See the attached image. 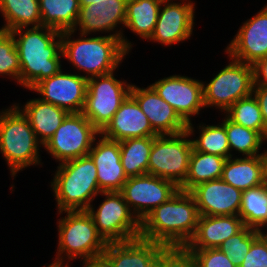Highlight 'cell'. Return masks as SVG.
<instances>
[{
	"instance_id": "6da1fadb",
	"label": "cell",
	"mask_w": 267,
	"mask_h": 267,
	"mask_svg": "<svg viewBox=\"0 0 267 267\" xmlns=\"http://www.w3.org/2000/svg\"><path fill=\"white\" fill-rule=\"evenodd\" d=\"M199 216L194 196L179 189L140 222L139 237L181 251L194 236Z\"/></svg>"
},
{
	"instance_id": "7a4b0ae2",
	"label": "cell",
	"mask_w": 267,
	"mask_h": 267,
	"mask_svg": "<svg viewBox=\"0 0 267 267\" xmlns=\"http://www.w3.org/2000/svg\"><path fill=\"white\" fill-rule=\"evenodd\" d=\"M19 60V85L31 90L38 82L61 70V32L46 26L24 27L10 31ZM19 36V37H17Z\"/></svg>"
},
{
	"instance_id": "3957f363",
	"label": "cell",
	"mask_w": 267,
	"mask_h": 267,
	"mask_svg": "<svg viewBox=\"0 0 267 267\" xmlns=\"http://www.w3.org/2000/svg\"><path fill=\"white\" fill-rule=\"evenodd\" d=\"M73 30L61 32L62 53L74 68L83 70L87 79L114 72L132 48L131 41L117 28L115 34L72 39Z\"/></svg>"
},
{
	"instance_id": "277c9868",
	"label": "cell",
	"mask_w": 267,
	"mask_h": 267,
	"mask_svg": "<svg viewBox=\"0 0 267 267\" xmlns=\"http://www.w3.org/2000/svg\"><path fill=\"white\" fill-rule=\"evenodd\" d=\"M51 188L62 211L87 210L94 197L101 194L96 166L89 155L59 163Z\"/></svg>"
},
{
	"instance_id": "5b68a950",
	"label": "cell",
	"mask_w": 267,
	"mask_h": 267,
	"mask_svg": "<svg viewBox=\"0 0 267 267\" xmlns=\"http://www.w3.org/2000/svg\"><path fill=\"white\" fill-rule=\"evenodd\" d=\"M62 212L66 213V216L57 221L58 249L55 260L50 266L64 267L68 264L63 263L66 259L70 262L76 258L89 260L102 257L107 242L98 233L87 210Z\"/></svg>"
},
{
	"instance_id": "8992f818",
	"label": "cell",
	"mask_w": 267,
	"mask_h": 267,
	"mask_svg": "<svg viewBox=\"0 0 267 267\" xmlns=\"http://www.w3.org/2000/svg\"><path fill=\"white\" fill-rule=\"evenodd\" d=\"M20 108L14 104L0 112V152L13 177L23 168L41 164L38 150L42 144Z\"/></svg>"
},
{
	"instance_id": "52a82bcc",
	"label": "cell",
	"mask_w": 267,
	"mask_h": 267,
	"mask_svg": "<svg viewBox=\"0 0 267 267\" xmlns=\"http://www.w3.org/2000/svg\"><path fill=\"white\" fill-rule=\"evenodd\" d=\"M194 132L192 123H188L184 132L153 137L148 173L172 181L179 188L187 177L193 150L192 139L187 138Z\"/></svg>"
},
{
	"instance_id": "ba28073f",
	"label": "cell",
	"mask_w": 267,
	"mask_h": 267,
	"mask_svg": "<svg viewBox=\"0 0 267 267\" xmlns=\"http://www.w3.org/2000/svg\"><path fill=\"white\" fill-rule=\"evenodd\" d=\"M105 200L95 211L93 204L87 209L98 233L109 242H125L139 238L140 221L132 213L120 192H101Z\"/></svg>"
},
{
	"instance_id": "9c48e42d",
	"label": "cell",
	"mask_w": 267,
	"mask_h": 267,
	"mask_svg": "<svg viewBox=\"0 0 267 267\" xmlns=\"http://www.w3.org/2000/svg\"><path fill=\"white\" fill-rule=\"evenodd\" d=\"M207 84L203 83L205 107L225 112L238 100L253 93V67L234 59Z\"/></svg>"
},
{
	"instance_id": "30bf717a",
	"label": "cell",
	"mask_w": 267,
	"mask_h": 267,
	"mask_svg": "<svg viewBox=\"0 0 267 267\" xmlns=\"http://www.w3.org/2000/svg\"><path fill=\"white\" fill-rule=\"evenodd\" d=\"M98 134L100 131L82 112L69 113L43 147L62 163L88 155Z\"/></svg>"
},
{
	"instance_id": "8fae6325",
	"label": "cell",
	"mask_w": 267,
	"mask_h": 267,
	"mask_svg": "<svg viewBox=\"0 0 267 267\" xmlns=\"http://www.w3.org/2000/svg\"><path fill=\"white\" fill-rule=\"evenodd\" d=\"M131 85L117 80L114 73L88 79L83 115L101 131L130 94Z\"/></svg>"
},
{
	"instance_id": "7c38bea8",
	"label": "cell",
	"mask_w": 267,
	"mask_h": 267,
	"mask_svg": "<svg viewBox=\"0 0 267 267\" xmlns=\"http://www.w3.org/2000/svg\"><path fill=\"white\" fill-rule=\"evenodd\" d=\"M178 190L172 181L147 173L129 177L120 193L132 213L141 222L148 213L166 202Z\"/></svg>"
},
{
	"instance_id": "4fadbf2b",
	"label": "cell",
	"mask_w": 267,
	"mask_h": 267,
	"mask_svg": "<svg viewBox=\"0 0 267 267\" xmlns=\"http://www.w3.org/2000/svg\"><path fill=\"white\" fill-rule=\"evenodd\" d=\"M203 83L188 76L172 75L150 86L188 124L191 123V116L198 115L201 108H205Z\"/></svg>"
},
{
	"instance_id": "5bb4252c",
	"label": "cell",
	"mask_w": 267,
	"mask_h": 267,
	"mask_svg": "<svg viewBox=\"0 0 267 267\" xmlns=\"http://www.w3.org/2000/svg\"><path fill=\"white\" fill-rule=\"evenodd\" d=\"M88 79L81 74L64 73L38 82L31 90L42 96V101L67 110L69 113L83 111L86 101Z\"/></svg>"
},
{
	"instance_id": "9a60e30c",
	"label": "cell",
	"mask_w": 267,
	"mask_h": 267,
	"mask_svg": "<svg viewBox=\"0 0 267 267\" xmlns=\"http://www.w3.org/2000/svg\"><path fill=\"white\" fill-rule=\"evenodd\" d=\"M194 7L191 0L186 3L185 0L180 3L163 0L155 29L148 40L171 46L190 39L195 24Z\"/></svg>"
},
{
	"instance_id": "2e32d148",
	"label": "cell",
	"mask_w": 267,
	"mask_h": 267,
	"mask_svg": "<svg viewBox=\"0 0 267 267\" xmlns=\"http://www.w3.org/2000/svg\"><path fill=\"white\" fill-rule=\"evenodd\" d=\"M225 52L230 59L250 65L267 57V6L243 23Z\"/></svg>"
},
{
	"instance_id": "e0dca14e",
	"label": "cell",
	"mask_w": 267,
	"mask_h": 267,
	"mask_svg": "<svg viewBox=\"0 0 267 267\" xmlns=\"http://www.w3.org/2000/svg\"><path fill=\"white\" fill-rule=\"evenodd\" d=\"M198 212L203 216L239 215L242 191L222 179L210 180L194 187Z\"/></svg>"
},
{
	"instance_id": "ac0fdd59",
	"label": "cell",
	"mask_w": 267,
	"mask_h": 267,
	"mask_svg": "<svg viewBox=\"0 0 267 267\" xmlns=\"http://www.w3.org/2000/svg\"><path fill=\"white\" fill-rule=\"evenodd\" d=\"M99 136L101 138H95L88 153L96 166L99 189L101 192H120L128 179L121 162L120 143Z\"/></svg>"
},
{
	"instance_id": "d6986e66",
	"label": "cell",
	"mask_w": 267,
	"mask_h": 267,
	"mask_svg": "<svg viewBox=\"0 0 267 267\" xmlns=\"http://www.w3.org/2000/svg\"><path fill=\"white\" fill-rule=\"evenodd\" d=\"M130 95L137 101L142 112L148 117L152 129L158 135L178 134L187 130V124L174 108L150 85L147 88H140L131 84Z\"/></svg>"
},
{
	"instance_id": "ffe728a7",
	"label": "cell",
	"mask_w": 267,
	"mask_h": 267,
	"mask_svg": "<svg viewBox=\"0 0 267 267\" xmlns=\"http://www.w3.org/2000/svg\"><path fill=\"white\" fill-rule=\"evenodd\" d=\"M168 249L142 238L125 242H109L102 257L108 267H155V262Z\"/></svg>"
},
{
	"instance_id": "44dd1931",
	"label": "cell",
	"mask_w": 267,
	"mask_h": 267,
	"mask_svg": "<svg viewBox=\"0 0 267 267\" xmlns=\"http://www.w3.org/2000/svg\"><path fill=\"white\" fill-rule=\"evenodd\" d=\"M105 138L122 141L136 137H156L148 117L142 112L137 101L129 94L121 103L112 119L100 131Z\"/></svg>"
},
{
	"instance_id": "7402d4cb",
	"label": "cell",
	"mask_w": 267,
	"mask_h": 267,
	"mask_svg": "<svg viewBox=\"0 0 267 267\" xmlns=\"http://www.w3.org/2000/svg\"><path fill=\"white\" fill-rule=\"evenodd\" d=\"M126 2L127 0L91 1L90 5L80 7L73 31L80 30L81 34L88 35L92 32L109 33L120 24L125 27Z\"/></svg>"
},
{
	"instance_id": "603a6c76",
	"label": "cell",
	"mask_w": 267,
	"mask_h": 267,
	"mask_svg": "<svg viewBox=\"0 0 267 267\" xmlns=\"http://www.w3.org/2000/svg\"><path fill=\"white\" fill-rule=\"evenodd\" d=\"M239 216H199L197 229L183 249L218 248L229 237L236 235L244 228Z\"/></svg>"
},
{
	"instance_id": "cb8c5ba5",
	"label": "cell",
	"mask_w": 267,
	"mask_h": 267,
	"mask_svg": "<svg viewBox=\"0 0 267 267\" xmlns=\"http://www.w3.org/2000/svg\"><path fill=\"white\" fill-rule=\"evenodd\" d=\"M28 118L39 142L44 145L62 124L69 112L40 98L30 99L20 109Z\"/></svg>"
},
{
	"instance_id": "d4e9b609",
	"label": "cell",
	"mask_w": 267,
	"mask_h": 267,
	"mask_svg": "<svg viewBox=\"0 0 267 267\" xmlns=\"http://www.w3.org/2000/svg\"><path fill=\"white\" fill-rule=\"evenodd\" d=\"M221 179L241 191L264 184L262 155L227 158Z\"/></svg>"
},
{
	"instance_id": "484cf974",
	"label": "cell",
	"mask_w": 267,
	"mask_h": 267,
	"mask_svg": "<svg viewBox=\"0 0 267 267\" xmlns=\"http://www.w3.org/2000/svg\"><path fill=\"white\" fill-rule=\"evenodd\" d=\"M226 159L219 155L199 152L193 148L187 177L179 189L190 192L201 183L221 179Z\"/></svg>"
},
{
	"instance_id": "4316f807",
	"label": "cell",
	"mask_w": 267,
	"mask_h": 267,
	"mask_svg": "<svg viewBox=\"0 0 267 267\" xmlns=\"http://www.w3.org/2000/svg\"><path fill=\"white\" fill-rule=\"evenodd\" d=\"M163 0H127L125 27L143 39L153 34Z\"/></svg>"
},
{
	"instance_id": "83f0119b",
	"label": "cell",
	"mask_w": 267,
	"mask_h": 267,
	"mask_svg": "<svg viewBox=\"0 0 267 267\" xmlns=\"http://www.w3.org/2000/svg\"><path fill=\"white\" fill-rule=\"evenodd\" d=\"M0 12L5 20L2 31L42 25L39 0H0Z\"/></svg>"
},
{
	"instance_id": "f1b7e54d",
	"label": "cell",
	"mask_w": 267,
	"mask_h": 267,
	"mask_svg": "<svg viewBox=\"0 0 267 267\" xmlns=\"http://www.w3.org/2000/svg\"><path fill=\"white\" fill-rule=\"evenodd\" d=\"M42 26L60 32L73 30L80 10L79 0H39Z\"/></svg>"
},
{
	"instance_id": "f546056e",
	"label": "cell",
	"mask_w": 267,
	"mask_h": 267,
	"mask_svg": "<svg viewBox=\"0 0 267 267\" xmlns=\"http://www.w3.org/2000/svg\"><path fill=\"white\" fill-rule=\"evenodd\" d=\"M119 143L121 162L127 177L147 174L153 137L128 138Z\"/></svg>"
},
{
	"instance_id": "4dcf8cb0",
	"label": "cell",
	"mask_w": 267,
	"mask_h": 267,
	"mask_svg": "<svg viewBox=\"0 0 267 267\" xmlns=\"http://www.w3.org/2000/svg\"><path fill=\"white\" fill-rule=\"evenodd\" d=\"M244 226L262 230L267 228V186L242 191L241 206L238 215Z\"/></svg>"
},
{
	"instance_id": "1f68e13d",
	"label": "cell",
	"mask_w": 267,
	"mask_h": 267,
	"mask_svg": "<svg viewBox=\"0 0 267 267\" xmlns=\"http://www.w3.org/2000/svg\"><path fill=\"white\" fill-rule=\"evenodd\" d=\"M222 124L227 133L230 157H233L231 154L233 149L243 153L242 156L262 155V153L259 154V150L266 139L258 131L236 124L227 116L223 119Z\"/></svg>"
},
{
	"instance_id": "d6a6232c",
	"label": "cell",
	"mask_w": 267,
	"mask_h": 267,
	"mask_svg": "<svg viewBox=\"0 0 267 267\" xmlns=\"http://www.w3.org/2000/svg\"><path fill=\"white\" fill-rule=\"evenodd\" d=\"M225 113L234 123L258 131L267 141L261 109L253 94L235 102Z\"/></svg>"
},
{
	"instance_id": "836d02e7",
	"label": "cell",
	"mask_w": 267,
	"mask_h": 267,
	"mask_svg": "<svg viewBox=\"0 0 267 267\" xmlns=\"http://www.w3.org/2000/svg\"><path fill=\"white\" fill-rule=\"evenodd\" d=\"M198 129H201L199 137L192 140L193 148L196 151L230 158L227 133L222 123L207 126L200 124Z\"/></svg>"
},
{
	"instance_id": "e575fe53",
	"label": "cell",
	"mask_w": 267,
	"mask_h": 267,
	"mask_svg": "<svg viewBox=\"0 0 267 267\" xmlns=\"http://www.w3.org/2000/svg\"><path fill=\"white\" fill-rule=\"evenodd\" d=\"M261 230L245 226L236 235L229 237L218 248L227 255L236 267H240L248 253L253 240Z\"/></svg>"
},
{
	"instance_id": "d590c367",
	"label": "cell",
	"mask_w": 267,
	"mask_h": 267,
	"mask_svg": "<svg viewBox=\"0 0 267 267\" xmlns=\"http://www.w3.org/2000/svg\"><path fill=\"white\" fill-rule=\"evenodd\" d=\"M20 70V60L13 35L0 30V75L10 76L9 78L19 83Z\"/></svg>"
},
{
	"instance_id": "8d00e7d4",
	"label": "cell",
	"mask_w": 267,
	"mask_h": 267,
	"mask_svg": "<svg viewBox=\"0 0 267 267\" xmlns=\"http://www.w3.org/2000/svg\"><path fill=\"white\" fill-rule=\"evenodd\" d=\"M189 267H236L231 259L219 248L182 249Z\"/></svg>"
},
{
	"instance_id": "74e56055",
	"label": "cell",
	"mask_w": 267,
	"mask_h": 267,
	"mask_svg": "<svg viewBox=\"0 0 267 267\" xmlns=\"http://www.w3.org/2000/svg\"><path fill=\"white\" fill-rule=\"evenodd\" d=\"M240 267H267V234L263 230L253 240Z\"/></svg>"
},
{
	"instance_id": "f35d334b",
	"label": "cell",
	"mask_w": 267,
	"mask_h": 267,
	"mask_svg": "<svg viewBox=\"0 0 267 267\" xmlns=\"http://www.w3.org/2000/svg\"><path fill=\"white\" fill-rule=\"evenodd\" d=\"M155 267H189L188 259L182 251L168 249L156 262Z\"/></svg>"
},
{
	"instance_id": "ab89813d",
	"label": "cell",
	"mask_w": 267,
	"mask_h": 267,
	"mask_svg": "<svg viewBox=\"0 0 267 267\" xmlns=\"http://www.w3.org/2000/svg\"><path fill=\"white\" fill-rule=\"evenodd\" d=\"M254 87L267 88V57L261 58L253 65Z\"/></svg>"
},
{
	"instance_id": "60d3db41",
	"label": "cell",
	"mask_w": 267,
	"mask_h": 267,
	"mask_svg": "<svg viewBox=\"0 0 267 267\" xmlns=\"http://www.w3.org/2000/svg\"><path fill=\"white\" fill-rule=\"evenodd\" d=\"M261 109L262 118L265 124V129L267 130V88L264 87H254L252 93Z\"/></svg>"
},
{
	"instance_id": "b9f144b4",
	"label": "cell",
	"mask_w": 267,
	"mask_h": 267,
	"mask_svg": "<svg viewBox=\"0 0 267 267\" xmlns=\"http://www.w3.org/2000/svg\"><path fill=\"white\" fill-rule=\"evenodd\" d=\"M64 267H70V266L69 264H67ZM82 267H108V265L103 257H99L95 259L83 260Z\"/></svg>"
},
{
	"instance_id": "7bdbcfd3",
	"label": "cell",
	"mask_w": 267,
	"mask_h": 267,
	"mask_svg": "<svg viewBox=\"0 0 267 267\" xmlns=\"http://www.w3.org/2000/svg\"><path fill=\"white\" fill-rule=\"evenodd\" d=\"M262 160L264 164V184L267 186V150L263 151Z\"/></svg>"
},
{
	"instance_id": "ee69618b",
	"label": "cell",
	"mask_w": 267,
	"mask_h": 267,
	"mask_svg": "<svg viewBox=\"0 0 267 267\" xmlns=\"http://www.w3.org/2000/svg\"><path fill=\"white\" fill-rule=\"evenodd\" d=\"M91 1H101V0H79L80 7H84L91 4Z\"/></svg>"
}]
</instances>
